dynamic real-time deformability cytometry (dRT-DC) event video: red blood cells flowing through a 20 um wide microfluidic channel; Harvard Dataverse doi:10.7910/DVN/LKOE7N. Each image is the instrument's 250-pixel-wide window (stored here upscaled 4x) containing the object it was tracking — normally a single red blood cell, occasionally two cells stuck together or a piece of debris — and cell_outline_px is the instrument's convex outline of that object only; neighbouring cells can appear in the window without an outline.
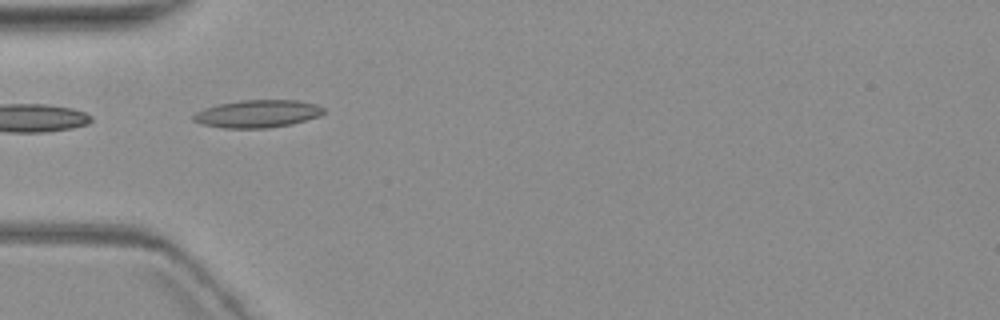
{"species": "common noctule bat (a hibernating species)", "species_latin": "Nyctalus noctula", "temperature_condition": "warm", "stored_images_in_passage": 4, "camera_frame_rate_fps": 3000, "um_per_image_px": 0.085, "animal": {"sex": "female", "body_mass_g": 19.3, "forearm_length_mm": 54.1}, "frame": {"image": 1, "passage_image": 3, "time_ms": 2.333, "image_size_px": [1000, 320], "cell_outline_px": [[324, 112], [320, 116], [292, 124], [268, 128], [224, 128], [204, 124], [192, 120], [192, 116], [196, 112], [204, 108], [220, 104], [240, 100], [296, 100], [316, 104], [324, 108]], "centroid_in_image_um": [21.9, 9.67], "position_along_channel_um": 63.1, "area_um2": 20.92}}